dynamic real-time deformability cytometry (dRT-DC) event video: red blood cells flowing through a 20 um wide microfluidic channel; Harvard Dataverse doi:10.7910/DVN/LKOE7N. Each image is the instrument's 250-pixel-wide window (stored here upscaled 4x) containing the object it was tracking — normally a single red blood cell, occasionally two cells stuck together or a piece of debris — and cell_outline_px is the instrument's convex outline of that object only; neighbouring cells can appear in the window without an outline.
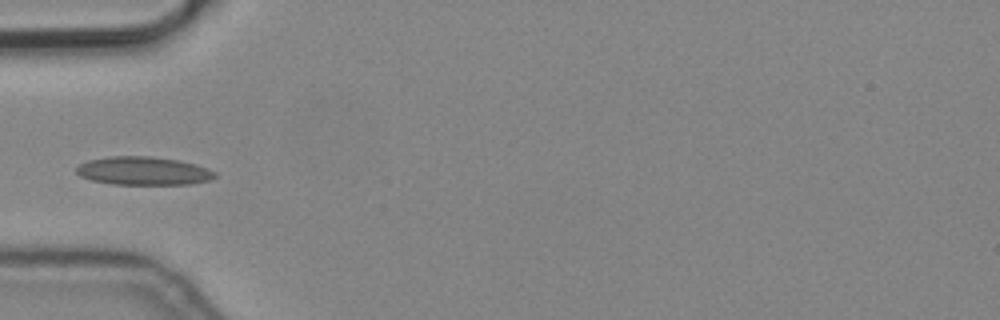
{"species": "common noctule bat (a hibernating species)", "species_latin": "Nyctalus noctula", "temperature_condition": "cold", "stored_images_in_passage": 5, "camera_frame_rate_fps": 3000, "um_per_image_px": 0.085, "animal": {"sex": "male", "body_mass_g": 19.2, "forearm_length_mm": 51.8}, "frame": {"image": 1, "passage_image": 5, "time_ms": 1.333, "image_size_px": [1000, 320], "cell_outline_px": [[216, 176], [208, 180], [192, 184], [112, 184], [92, 180], [80, 176], [76, 172], [76, 168], [80, 164], [88, 160], [108, 156], [148, 156], [176, 160], [196, 164], [208, 168], [216, 172]], "centroid_in_image_um": [12.18, 14.52], "position_along_channel_um": 72.8, "area_um2": 22.77}}